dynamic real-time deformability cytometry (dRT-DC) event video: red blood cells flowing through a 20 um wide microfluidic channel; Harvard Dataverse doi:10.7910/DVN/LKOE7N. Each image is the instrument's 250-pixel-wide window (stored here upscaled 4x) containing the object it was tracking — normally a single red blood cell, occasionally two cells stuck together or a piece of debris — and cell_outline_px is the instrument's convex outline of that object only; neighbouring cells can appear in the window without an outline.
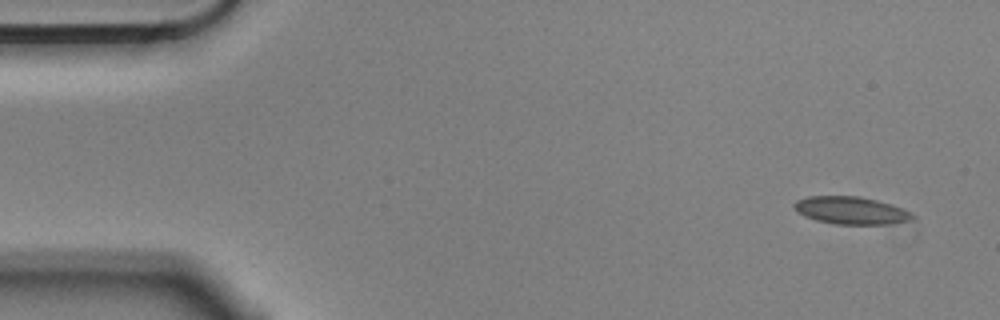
{"species": "Egyptian fruit bat (a non-hibernating species)", "species_latin": "Rousettus aegyptiacus", "temperature_condition": "cold", "stored_images_in_passage": 6, "camera_frame_rate_fps": 3000, "um_per_image_px": 0.085, "animal": {"sex": "male"}, "frame": {"image": 1, "passage_image": 1, "time_ms": 0.0, "image_size_px": [1000, 320], "cell_outline_px": [[912, 216], [908, 220], [888, 224], [836, 224], [816, 220], [804, 216], [796, 212], [792, 204], [796, 200], [808, 196], [860, 196], [876, 200], [900, 208], [908, 212]], "centroid_in_image_um": [72.21, 17.88], "position_along_channel_um": 12.8, "area_um2": 18.67}}
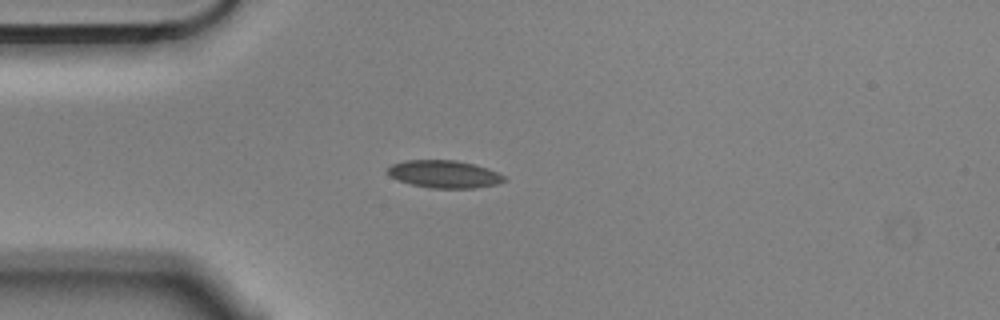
{"frame": {"image": 2, "passage_image": 4, "time_ms": 1.0, "image_size_px": [1000, 320], "cell_outline_px": [[508, 180], [496, 184], [472, 188], [428, 188], [412, 184], [388, 176], [388, 168], [392, 164], [404, 160], [456, 160], [488, 168], [504, 176]], "centroid_in_image_um": [37.75, 14.8], "position_along_channel_um": 47.2, "area_um2": 18.61}}
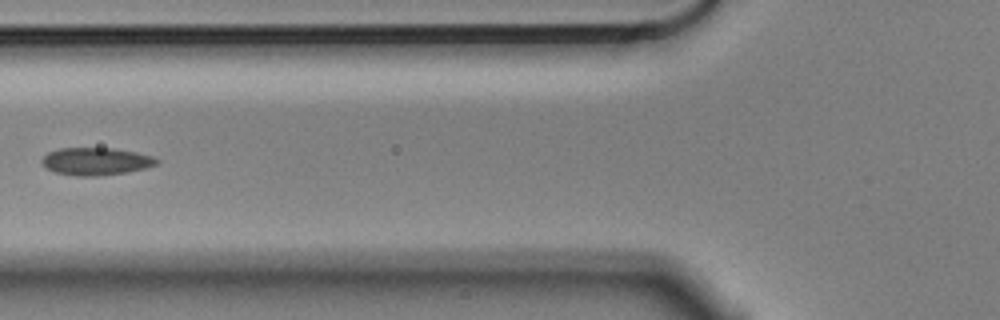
{"frame": {"image": 3, "passage_image": 6, "time_ms": 1.667, "image_size_px": [1000, 320], "cell_outline_px": [[160, 160], [156, 164], [148, 168], [128, 172], [100, 176], [76, 176], [56, 172], [44, 168], [40, 164], [40, 160], [48, 152], [60, 148], [112, 148], [136, 152], [152, 156]], "centroid_in_image_um": [8.14, 13.72], "position_along_channel_um": 117.7, "area_um2": 18.67}}